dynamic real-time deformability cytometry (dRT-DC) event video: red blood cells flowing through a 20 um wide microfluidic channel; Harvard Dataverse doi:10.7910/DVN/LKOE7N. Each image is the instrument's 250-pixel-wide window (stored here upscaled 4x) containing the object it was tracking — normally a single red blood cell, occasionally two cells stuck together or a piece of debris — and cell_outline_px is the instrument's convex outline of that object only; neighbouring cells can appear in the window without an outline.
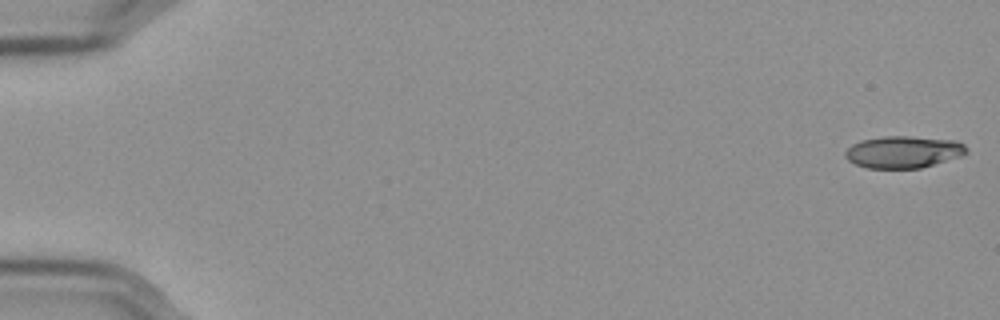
{"species": "Egyptian fruit bat (a non-hibernating species)", "species_latin": "Rousettus aegyptiacus", "temperature_condition": "cold", "stored_images_in_passage": 57, "camera_frame_rate_fps": 3000, "um_per_image_px": 0.085, "frame": {"image": 1, "passage_image": 1, "time_ms": 0.0, "image_size_px": [1000, 320], "cell_outline_px": [[968, 152], [964, 156], [920, 168], [868, 168], [856, 164], [848, 160], [844, 156], [844, 152], [852, 144], [860, 140], [884, 136], [908, 136], [956, 140], [964, 144], [968, 148]], "centroid_in_image_um": [76.82, 12.91], "position_along_channel_um": 8.2, "area_um2": 22.83}}
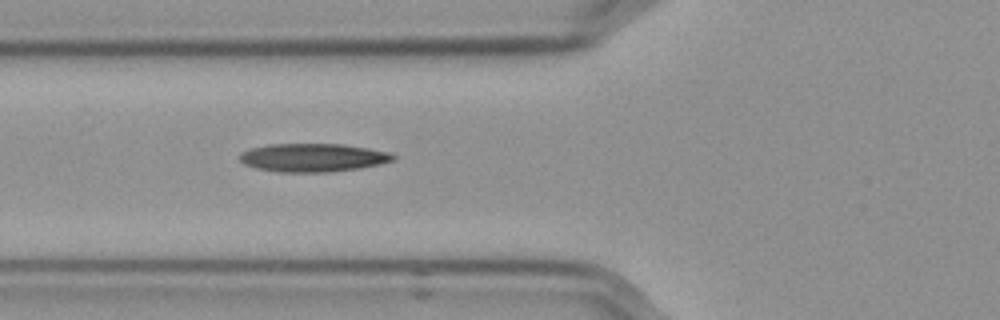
{"frame": {"image": 2, "passage_image": 22, "time_ms": 7.0, "image_size_px": [1000, 320], "cell_outline_px": [[396, 156], [392, 160], [380, 164], [360, 168], [328, 172], [276, 172], [256, 168], [244, 164], [240, 160], [240, 152], [248, 148], [268, 144], [344, 144], [368, 148], [388, 152]], "centroid_in_image_um": [26.55, 13.39], "position_along_channel_um": 99.2, "area_um2": 25.43}}
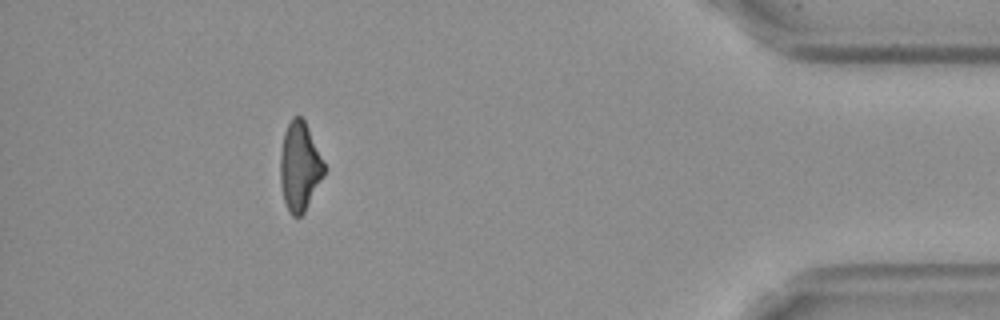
{"frame": {"image": 3, "passage_image": 52, "time_ms": 17.0, "image_size_px": [1000, 320], "cell_outline_px": [[324, 176], [304, 212], [300, 216], [292, 216], [288, 212], [284, 200], [280, 184], [280, 152], [284, 132], [292, 116], [300, 116], [304, 120], [308, 128], [324, 164]], "centroid_in_image_um": [25.44, 14.17], "position_along_channel_um": 409.8, "area_um2": 22.54}, "authors_computed_cell_mechanics": {"area_um2": 23.8136, "velocity_mm_per_s": 3.5864, "shape_relaxation_time_tau1_ms": null, "shape_relaxation_time_tau2_ms": 7.249, "deformation_change_tau1": null, "deformation_change_tau2": 0.1805}}